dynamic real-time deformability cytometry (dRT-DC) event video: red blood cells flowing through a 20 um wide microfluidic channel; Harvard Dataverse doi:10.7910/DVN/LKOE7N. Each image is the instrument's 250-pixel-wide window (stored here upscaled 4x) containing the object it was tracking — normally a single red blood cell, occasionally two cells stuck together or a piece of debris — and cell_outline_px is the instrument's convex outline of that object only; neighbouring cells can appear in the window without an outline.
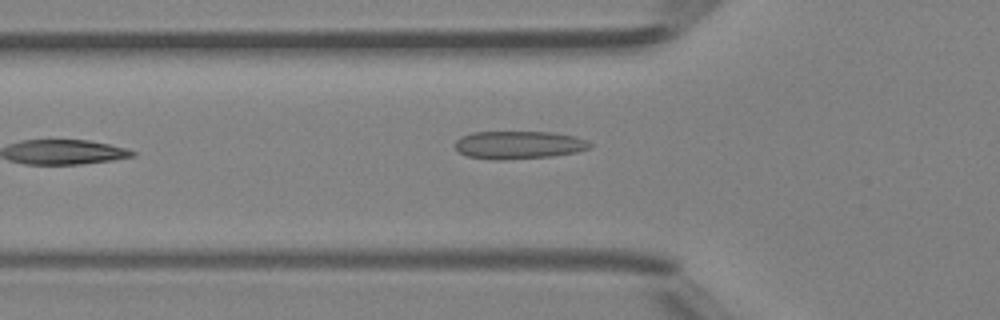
{"species": "Egyptian fruit bat (a non-hibernating species)", "species_latin": "Rousettus aegyptiacus", "temperature_condition": "room temperature", "stored_images_in_passage": 21, "camera_frame_rate_fps": 3000, "um_per_image_px": 0.085, "animal": {"sex": "female"}, "frame": {"image": 1, "passage_image": 3, "time_ms": 0.667, "image_size_px": [1000, 320], "cell_outline_px": [[592, 148], [576, 152], [548, 156], [492, 160], [468, 156], [460, 152], [456, 148], [456, 140], [460, 136], [472, 132], [552, 132], [576, 136], [588, 140], [592, 144]], "centroid_in_image_um": [44.12, 12.3], "position_along_channel_um": 81.7, "area_um2": 21.85}}
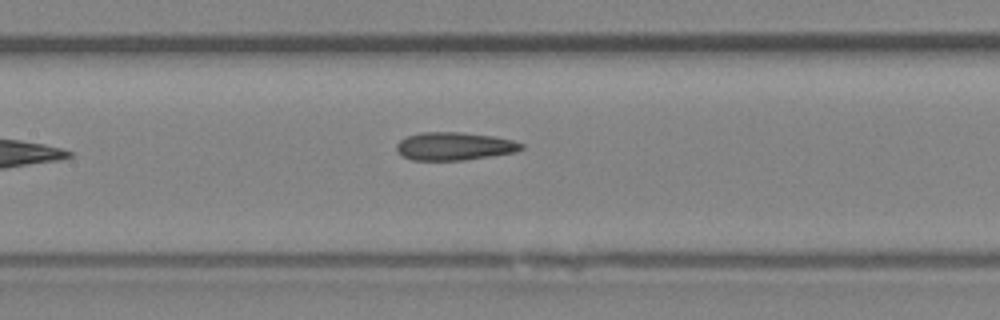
{"frame": {"image": 2, "passage_image": 9, "time_ms": 2.667, "image_size_px": [1000, 320], "cell_outline_px": [[524, 148], [516, 152], [492, 156], [464, 160], [412, 160], [396, 152], [396, 144], [400, 140], [408, 136], [420, 132], [460, 132], [492, 136], [512, 140], [524, 144]], "centroid_in_image_um": [38.62, 12.43], "position_along_channel_um": 168.8, "area_um2": 20.4}}
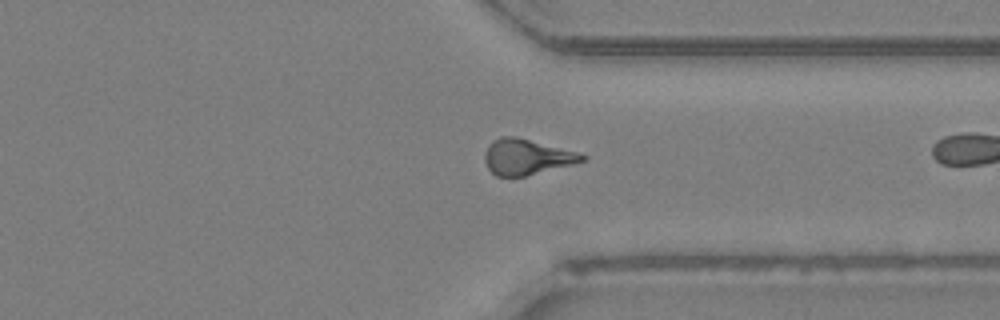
{"frame": {"image": 3, "passage_image": 20, "time_ms": 6.333, "image_size_px": [1000, 320], "cell_outline_px": [[588, 160], [524, 176], [496, 176], [488, 168], [484, 160], [484, 152], [488, 144], [492, 140], [500, 136], [516, 136], [576, 152], [588, 156]], "centroid_in_image_um": [44.73, 13.32], "position_along_channel_um": 366.7, "area_um2": 20.11}}